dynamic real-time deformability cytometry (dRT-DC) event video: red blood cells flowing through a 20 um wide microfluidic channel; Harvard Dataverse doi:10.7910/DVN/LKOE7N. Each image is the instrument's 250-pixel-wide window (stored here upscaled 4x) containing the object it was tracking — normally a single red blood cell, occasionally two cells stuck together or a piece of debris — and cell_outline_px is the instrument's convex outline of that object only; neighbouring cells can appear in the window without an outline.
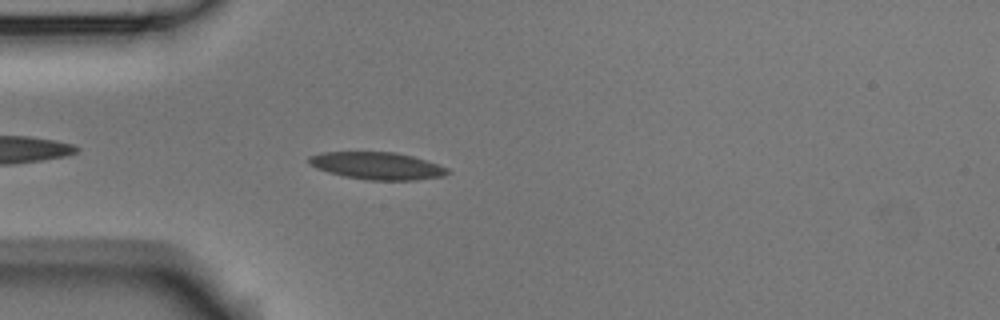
{"species": "Egyptian fruit bat (a non-hibernating species)", "species_latin": "Rousettus aegyptiacus", "temperature_condition": "room temperature", "stored_images_in_passage": 3, "camera_frame_rate_fps": 3000, "um_per_image_px": 0.085, "animal": {"sex": "male"}, "frame": {"image": 1, "passage_image": 3, "time_ms": 0.667, "image_size_px": [1000, 320], "cell_outline_px": [[452, 172], [444, 176], [416, 180], [368, 180], [344, 176], [328, 172], [316, 168], [308, 164], [308, 156], [320, 152], [396, 152], [412, 156], [440, 164], [448, 168]], "centroid_in_image_um": [32.07, 14.09], "position_along_channel_um": 52.9, "area_um2": 22.31}}